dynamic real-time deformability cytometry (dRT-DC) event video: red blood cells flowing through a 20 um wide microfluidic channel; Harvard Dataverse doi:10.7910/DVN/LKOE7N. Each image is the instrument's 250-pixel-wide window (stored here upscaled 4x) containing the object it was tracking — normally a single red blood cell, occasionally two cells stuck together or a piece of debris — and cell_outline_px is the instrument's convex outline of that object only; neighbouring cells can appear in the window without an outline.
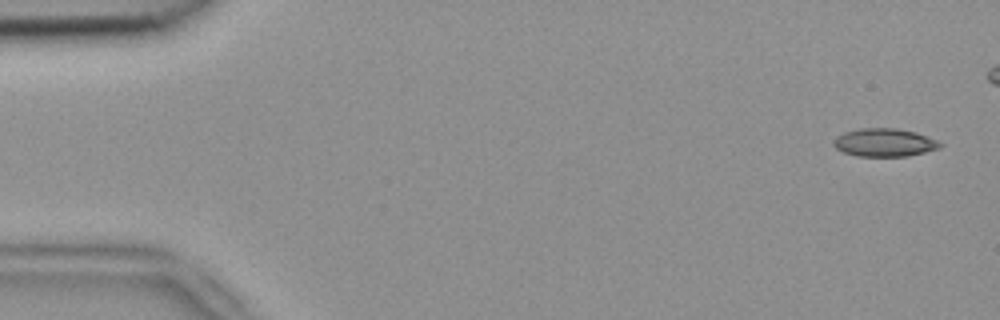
{"species": "common noctule bat (a hibernating species)", "species_latin": "Nyctalus noctula", "temperature_condition": "room temperature", "stored_images_in_passage": 7, "camera_frame_rate_fps": 3000, "um_per_image_px": 0.085, "animal": {"sex": "female", "body_mass_g": 18.4}, "frame": {"image": 1, "passage_image": 1, "time_ms": 0.0, "image_size_px": [1000, 320], "cell_outline_px": [[944, 144], [940, 148], [908, 156], [856, 156], [844, 152], [836, 148], [832, 144], [832, 140], [836, 136], [844, 132], [860, 128], [896, 128], [916, 132], [936, 140]], "centroid_in_image_um": [75.15, 12.11], "position_along_channel_um": 9.8, "area_um2": 17.51}}